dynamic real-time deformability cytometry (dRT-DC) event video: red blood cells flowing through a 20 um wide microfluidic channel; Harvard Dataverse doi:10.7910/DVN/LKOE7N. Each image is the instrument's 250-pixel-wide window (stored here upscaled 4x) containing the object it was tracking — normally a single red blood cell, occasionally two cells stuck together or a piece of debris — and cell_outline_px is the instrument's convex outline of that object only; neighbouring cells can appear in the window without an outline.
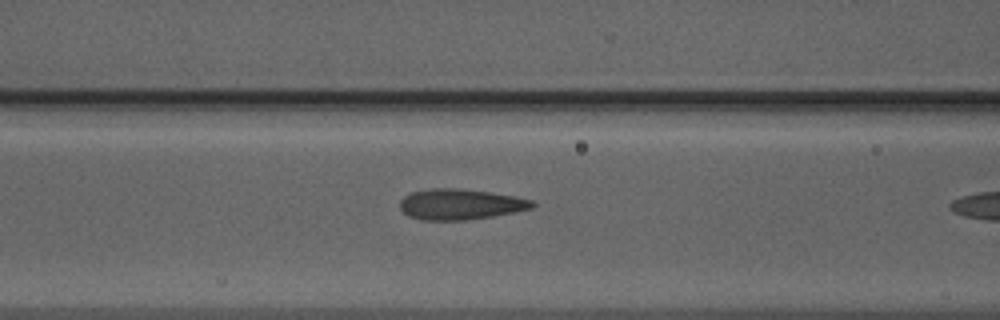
{"species": "Egyptian fruit bat (a non-hibernating species)", "species_latin": "Rousettus aegyptiacus", "temperature_condition": "warm", "stored_images_in_passage": 11, "camera_frame_rate_fps": 3000, "um_per_image_px": 0.085, "animal": {"sex": "male"}, "frame": {"image": 1, "passage_image": 10, "time_ms": 3.0, "image_size_px": [1000, 320], "cell_outline_px": [[536, 204], [532, 208], [492, 216], [464, 220], [424, 220], [408, 216], [400, 208], [400, 200], [404, 196], [412, 192], [432, 188], [460, 188], [516, 196], [532, 200]], "centroid_in_image_um": [39.11, 17.36], "position_along_channel_um": 127.5, "area_um2": 23.52}}